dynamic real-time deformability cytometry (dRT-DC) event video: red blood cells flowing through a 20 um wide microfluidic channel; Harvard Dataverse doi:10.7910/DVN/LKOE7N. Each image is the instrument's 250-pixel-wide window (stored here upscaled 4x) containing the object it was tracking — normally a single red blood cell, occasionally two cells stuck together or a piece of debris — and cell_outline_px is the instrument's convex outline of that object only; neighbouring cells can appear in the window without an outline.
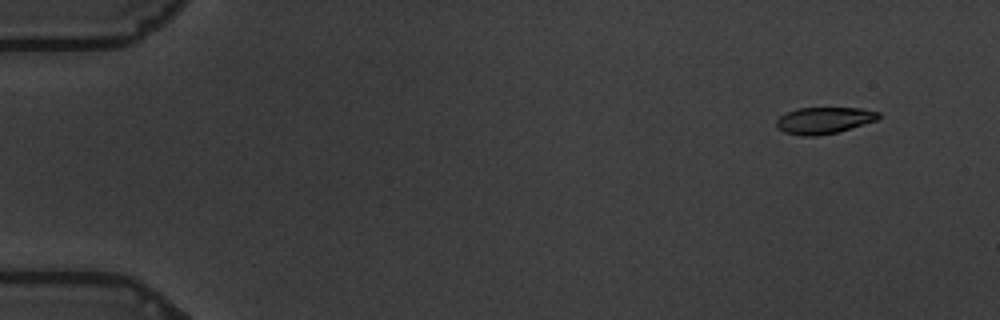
{"species": "common noctule bat (a hibernating species)", "species_latin": "Nyctalus noctula", "temperature_condition": "warm", "stored_images_in_passage": 7, "camera_frame_rate_fps": 3000, "um_per_image_px": 0.085, "animal": {"sex": "male", "body_mass_g": 19.5, "forearm_length_mm": 54.6}, "frame": {"image": 1, "passage_image": 1, "time_ms": 0.0, "image_size_px": [1000, 320], "cell_outline_px": [[880, 116], [876, 120], [836, 132], [816, 136], [804, 136], [784, 132], [776, 124], [776, 120], [780, 116], [796, 108], [860, 108], [880, 112]], "centroid_in_image_um": [70.03, 10.22], "position_along_channel_um": 15.0, "area_um2": 15.55}}